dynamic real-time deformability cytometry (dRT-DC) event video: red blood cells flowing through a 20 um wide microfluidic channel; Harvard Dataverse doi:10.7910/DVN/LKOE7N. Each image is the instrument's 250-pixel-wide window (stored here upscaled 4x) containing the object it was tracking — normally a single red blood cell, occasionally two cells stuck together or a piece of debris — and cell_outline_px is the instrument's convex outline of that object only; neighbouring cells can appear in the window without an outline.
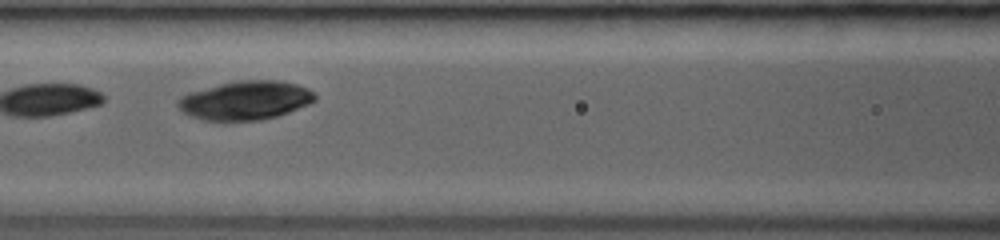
{"species": "common noctule bat (a hibernating species)", "species_latin": "Nyctalus noctula", "temperature_condition": "room temperature", "stored_images_in_passage": 22, "camera_frame_rate_fps": 3000, "um_per_image_px": 0.085, "animal": {"sex": "female", "body_mass_g": 19.0, "forearm_length_mm": 53.3}, "frame": {"image": 1, "passage_image": 14, "time_ms": 4.667, "image_size_px": [1000, 240], "cell_outline_px": [[316, 100], [308, 104], [288, 112], [276, 116], [260, 120], [224, 124], [204, 120], [188, 116], [176, 104], [176, 100], [180, 96], [188, 92], [236, 80], [280, 80], [296, 84], [308, 88], [316, 96]], "centroid_in_image_um": [20.79, 8.56], "position_along_channel_um": 145.8, "area_um2": 31.79}}
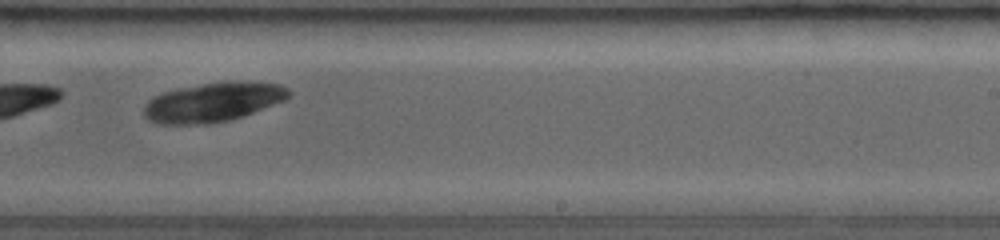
{"frame": {"image": 2, "passage_image": 19, "time_ms": 7.667, "image_size_px": [1000, 240], "cell_outline_px": [[292, 92], [284, 100], [244, 116], [228, 120], [208, 124], [156, 124], [148, 120], [144, 116], [144, 104], [148, 100], [164, 92], [180, 88], [204, 84], [248, 80], [252, 80], [280, 84], [288, 88]], "centroid_in_image_um": [18.13, 8.68], "position_along_channel_um": 270.9, "area_um2": 33.18}}